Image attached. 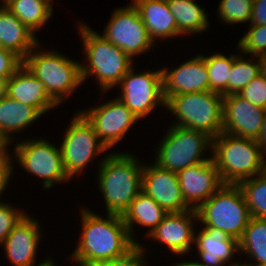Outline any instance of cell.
<instances>
[{"instance_id": "cell-1", "label": "cell", "mask_w": 266, "mask_h": 266, "mask_svg": "<svg viewBox=\"0 0 266 266\" xmlns=\"http://www.w3.org/2000/svg\"><path fill=\"white\" fill-rule=\"evenodd\" d=\"M79 212L82 231L69 259L77 266H98L125 255L136 245L122 216H101L86 206Z\"/></svg>"}, {"instance_id": "cell-2", "label": "cell", "mask_w": 266, "mask_h": 266, "mask_svg": "<svg viewBox=\"0 0 266 266\" xmlns=\"http://www.w3.org/2000/svg\"><path fill=\"white\" fill-rule=\"evenodd\" d=\"M110 152L98 162L96 182L106 214L123 216L142 191L144 163L141 164L139 157L129 151Z\"/></svg>"}, {"instance_id": "cell-3", "label": "cell", "mask_w": 266, "mask_h": 266, "mask_svg": "<svg viewBox=\"0 0 266 266\" xmlns=\"http://www.w3.org/2000/svg\"><path fill=\"white\" fill-rule=\"evenodd\" d=\"M77 27L79 38L83 43L85 59H87L80 61L83 84L90 76L91 78L95 76L101 95L110 92L134 66V60L101 33L90 28L87 23L80 21Z\"/></svg>"}, {"instance_id": "cell-4", "label": "cell", "mask_w": 266, "mask_h": 266, "mask_svg": "<svg viewBox=\"0 0 266 266\" xmlns=\"http://www.w3.org/2000/svg\"><path fill=\"white\" fill-rule=\"evenodd\" d=\"M212 158L224 184L240 182L266 171L257 140L221 132L212 139Z\"/></svg>"}, {"instance_id": "cell-5", "label": "cell", "mask_w": 266, "mask_h": 266, "mask_svg": "<svg viewBox=\"0 0 266 266\" xmlns=\"http://www.w3.org/2000/svg\"><path fill=\"white\" fill-rule=\"evenodd\" d=\"M39 42L23 60L27 69L44 82L47 94L60 106L82 84L80 62ZM43 49V51H42Z\"/></svg>"}, {"instance_id": "cell-6", "label": "cell", "mask_w": 266, "mask_h": 266, "mask_svg": "<svg viewBox=\"0 0 266 266\" xmlns=\"http://www.w3.org/2000/svg\"><path fill=\"white\" fill-rule=\"evenodd\" d=\"M165 110L175 116L171 125L206 133L212 139L223 132V96L219 93L209 90L173 95Z\"/></svg>"}, {"instance_id": "cell-7", "label": "cell", "mask_w": 266, "mask_h": 266, "mask_svg": "<svg viewBox=\"0 0 266 266\" xmlns=\"http://www.w3.org/2000/svg\"><path fill=\"white\" fill-rule=\"evenodd\" d=\"M168 128L156 148L154 163L159 167L177 173L212 158V154L205 155L206 150L212 153L209 135L181 126L171 125Z\"/></svg>"}, {"instance_id": "cell-8", "label": "cell", "mask_w": 266, "mask_h": 266, "mask_svg": "<svg viewBox=\"0 0 266 266\" xmlns=\"http://www.w3.org/2000/svg\"><path fill=\"white\" fill-rule=\"evenodd\" d=\"M196 212L203 227L217 228L238 241L251 218L243 192L234 184H223Z\"/></svg>"}, {"instance_id": "cell-9", "label": "cell", "mask_w": 266, "mask_h": 266, "mask_svg": "<svg viewBox=\"0 0 266 266\" xmlns=\"http://www.w3.org/2000/svg\"><path fill=\"white\" fill-rule=\"evenodd\" d=\"M36 138L23 139L18 143L16 141L13 147V159L17 165L25 172L41 179L42 186L46 190L57 183L70 181L63 167L60 144L56 146L45 138Z\"/></svg>"}, {"instance_id": "cell-10", "label": "cell", "mask_w": 266, "mask_h": 266, "mask_svg": "<svg viewBox=\"0 0 266 266\" xmlns=\"http://www.w3.org/2000/svg\"><path fill=\"white\" fill-rule=\"evenodd\" d=\"M65 130L60 145L65 173L72 180L83 172L88 164L100 154H108L107 147L100 141L91 123L80 112L74 113ZM87 166V167H86Z\"/></svg>"}, {"instance_id": "cell-11", "label": "cell", "mask_w": 266, "mask_h": 266, "mask_svg": "<svg viewBox=\"0 0 266 266\" xmlns=\"http://www.w3.org/2000/svg\"><path fill=\"white\" fill-rule=\"evenodd\" d=\"M118 85L121 94L117 98L140 120L158 106L166 108L161 68L138 73L133 66Z\"/></svg>"}, {"instance_id": "cell-12", "label": "cell", "mask_w": 266, "mask_h": 266, "mask_svg": "<svg viewBox=\"0 0 266 266\" xmlns=\"http://www.w3.org/2000/svg\"><path fill=\"white\" fill-rule=\"evenodd\" d=\"M114 10L101 35L119 47L132 60L147 51L150 52L155 43L150 38L134 5L129 3Z\"/></svg>"}, {"instance_id": "cell-13", "label": "cell", "mask_w": 266, "mask_h": 266, "mask_svg": "<svg viewBox=\"0 0 266 266\" xmlns=\"http://www.w3.org/2000/svg\"><path fill=\"white\" fill-rule=\"evenodd\" d=\"M95 106L79 111L91 123L100 141L108 150L112 149L139 119L117 97Z\"/></svg>"}, {"instance_id": "cell-14", "label": "cell", "mask_w": 266, "mask_h": 266, "mask_svg": "<svg viewBox=\"0 0 266 266\" xmlns=\"http://www.w3.org/2000/svg\"><path fill=\"white\" fill-rule=\"evenodd\" d=\"M38 220L26 214L0 245L11 266H42L51 259L48 257L37 264L39 244L44 236Z\"/></svg>"}, {"instance_id": "cell-15", "label": "cell", "mask_w": 266, "mask_h": 266, "mask_svg": "<svg viewBox=\"0 0 266 266\" xmlns=\"http://www.w3.org/2000/svg\"><path fill=\"white\" fill-rule=\"evenodd\" d=\"M265 113L266 109L255 106L239 94L223 96V132L258 141Z\"/></svg>"}, {"instance_id": "cell-16", "label": "cell", "mask_w": 266, "mask_h": 266, "mask_svg": "<svg viewBox=\"0 0 266 266\" xmlns=\"http://www.w3.org/2000/svg\"><path fill=\"white\" fill-rule=\"evenodd\" d=\"M142 191L167 213H181L191 209L182 196L177 173L155 163L143 165Z\"/></svg>"}, {"instance_id": "cell-17", "label": "cell", "mask_w": 266, "mask_h": 266, "mask_svg": "<svg viewBox=\"0 0 266 266\" xmlns=\"http://www.w3.org/2000/svg\"><path fill=\"white\" fill-rule=\"evenodd\" d=\"M196 220L198 217L195 209L168 213L153 232L144 238L166 246L174 256L189 254L194 244Z\"/></svg>"}, {"instance_id": "cell-18", "label": "cell", "mask_w": 266, "mask_h": 266, "mask_svg": "<svg viewBox=\"0 0 266 266\" xmlns=\"http://www.w3.org/2000/svg\"><path fill=\"white\" fill-rule=\"evenodd\" d=\"M177 177L186 204L195 210L224 184L213 158L180 170Z\"/></svg>"}, {"instance_id": "cell-19", "label": "cell", "mask_w": 266, "mask_h": 266, "mask_svg": "<svg viewBox=\"0 0 266 266\" xmlns=\"http://www.w3.org/2000/svg\"><path fill=\"white\" fill-rule=\"evenodd\" d=\"M166 101L173 95L209 91V74L204 54L193 56L173 69L161 68Z\"/></svg>"}, {"instance_id": "cell-20", "label": "cell", "mask_w": 266, "mask_h": 266, "mask_svg": "<svg viewBox=\"0 0 266 266\" xmlns=\"http://www.w3.org/2000/svg\"><path fill=\"white\" fill-rule=\"evenodd\" d=\"M200 228V231L195 230L193 245L197 248L198 262L205 266H237L242 262L233 260L236 253H239L237 239L214 227Z\"/></svg>"}, {"instance_id": "cell-21", "label": "cell", "mask_w": 266, "mask_h": 266, "mask_svg": "<svg viewBox=\"0 0 266 266\" xmlns=\"http://www.w3.org/2000/svg\"><path fill=\"white\" fill-rule=\"evenodd\" d=\"M7 96L36 108L43 116L59 106L47 94L44 82L24 64L7 80Z\"/></svg>"}, {"instance_id": "cell-22", "label": "cell", "mask_w": 266, "mask_h": 266, "mask_svg": "<svg viewBox=\"0 0 266 266\" xmlns=\"http://www.w3.org/2000/svg\"><path fill=\"white\" fill-rule=\"evenodd\" d=\"M131 3L138 10L155 44L157 40L161 42L181 36L177 30L176 19L170 12L166 0H132Z\"/></svg>"}, {"instance_id": "cell-23", "label": "cell", "mask_w": 266, "mask_h": 266, "mask_svg": "<svg viewBox=\"0 0 266 266\" xmlns=\"http://www.w3.org/2000/svg\"><path fill=\"white\" fill-rule=\"evenodd\" d=\"M3 3L0 5V48L10 50L22 60L40 42Z\"/></svg>"}, {"instance_id": "cell-24", "label": "cell", "mask_w": 266, "mask_h": 266, "mask_svg": "<svg viewBox=\"0 0 266 266\" xmlns=\"http://www.w3.org/2000/svg\"><path fill=\"white\" fill-rule=\"evenodd\" d=\"M42 116L36 108L6 95L0 100V133L11 145L16 139L13 134L25 131Z\"/></svg>"}, {"instance_id": "cell-25", "label": "cell", "mask_w": 266, "mask_h": 266, "mask_svg": "<svg viewBox=\"0 0 266 266\" xmlns=\"http://www.w3.org/2000/svg\"><path fill=\"white\" fill-rule=\"evenodd\" d=\"M167 214L168 213L157 202L141 191L123 214L122 219L128 229L131 239L136 244H140V242L136 240L137 236H134V227L140 225L143 228H148L145 234L147 237Z\"/></svg>"}, {"instance_id": "cell-26", "label": "cell", "mask_w": 266, "mask_h": 266, "mask_svg": "<svg viewBox=\"0 0 266 266\" xmlns=\"http://www.w3.org/2000/svg\"><path fill=\"white\" fill-rule=\"evenodd\" d=\"M166 2L176 19L177 30L181 37H186L187 34L190 37L203 34L210 28L206 8L200 7L195 0H166Z\"/></svg>"}, {"instance_id": "cell-27", "label": "cell", "mask_w": 266, "mask_h": 266, "mask_svg": "<svg viewBox=\"0 0 266 266\" xmlns=\"http://www.w3.org/2000/svg\"><path fill=\"white\" fill-rule=\"evenodd\" d=\"M54 0H6L4 6L10 10L35 35L42 29L54 11Z\"/></svg>"}, {"instance_id": "cell-28", "label": "cell", "mask_w": 266, "mask_h": 266, "mask_svg": "<svg viewBox=\"0 0 266 266\" xmlns=\"http://www.w3.org/2000/svg\"><path fill=\"white\" fill-rule=\"evenodd\" d=\"M247 255L244 265H266V218L249 219L243 236L239 240V254ZM251 263H250V262Z\"/></svg>"}, {"instance_id": "cell-29", "label": "cell", "mask_w": 266, "mask_h": 266, "mask_svg": "<svg viewBox=\"0 0 266 266\" xmlns=\"http://www.w3.org/2000/svg\"><path fill=\"white\" fill-rule=\"evenodd\" d=\"M259 74L258 57L242 55L241 52L233 54V64L228 79V95L239 94Z\"/></svg>"}, {"instance_id": "cell-30", "label": "cell", "mask_w": 266, "mask_h": 266, "mask_svg": "<svg viewBox=\"0 0 266 266\" xmlns=\"http://www.w3.org/2000/svg\"><path fill=\"white\" fill-rule=\"evenodd\" d=\"M206 67L209 74V90L221 94L228 95V79L233 64V53L228 56L220 52L210 55H204Z\"/></svg>"}, {"instance_id": "cell-31", "label": "cell", "mask_w": 266, "mask_h": 266, "mask_svg": "<svg viewBox=\"0 0 266 266\" xmlns=\"http://www.w3.org/2000/svg\"><path fill=\"white\" fill-rule=\"evenodd\" d=\"M252 217L266 218V171L238 184Z\"/></svg>"}, {"instance_id": "cell-32", "label": "cell", "mask_w": 266, "mask_h": 266, "mask_svg": "<svg viewBox=\"0 0 266 266\" xmlns=\"http://www.w3.org/2000/svg\"><path fill=\"white\" fill-rule=\"evenodd\" d=\"M253 8V0H220L218 18L225 25L249 24Z\"/></svg>"}, {"instance_id": "cell-33", "label": "cell", "mask_w": 266, "mask_h": 266, "mask_svg": "<svg viewBox=\"0 0 266 266\" xmlns=\"http://www.w3.org/2000/svg\"><path fill=\"white\" fill-rule=\"evenodd\" d=\"M238 50L247 56L266 54V25L249 24L247 32L237 43Z\"/></svg>"}, {"instance_id": "cell-34", "label": "cell", "mask_w": 266, "mask_h": 266, "mask_svg": "<svg viewBox=\"0 0 266 266\" xmlns=\"http://www.w3.org/2000/svg\"><path fill=\"white\" fill-rule=\"evenodd\" d=\"M26 214L9 202H0V245Z\"/></svg>"}, {"instance_id": "cell-35", "label": "cell", "mask_w": 266, "mask_h": 266, "mask_svg": "<svg viewBox=\"0 0 266 266\" xmlns=\"http://www.w3.org/2000/svg\"><path fill=\"white\" fill-rule=\"evenodd\" d=\"M239 95L255 106L266 109V79L259 74L242 89Z\"/></svg>"}, {"instance_id": "cell-36", "label": "cell", "mask_w": 266, "mask_h": 266, "mask_svg": "<svg viewBox=\"0 0 266 266\" xmlns=\"http://www.w3.org/2000/svg\"><path fill=\"white\" fill-rule=\"evenodd\" d=\"M145 247L144 244H136L125 255L101 263L98 266H148L145 265L147 251Z\"/></svg>"}, {"instance_id": "cell-37", "label": "cell", "mask_w": 266, "mask_h": 266, "mask_svg": "<svg viewBox=\"0 0 266 266\" xmlns=\"http://www.w3.org/2000/svg\"><path fill=\"white\" fill-rule=\"evenodd\" d=\"M22 65L23 60L18 55L0 48V79L8 80Z\"/></svg>"}, {"instance_id": "cell-38", "label": "cell", "mask_w": 266, "mask_h": 266, "mask_svg": "<svg viewBox=\"0 0 266 266\" xmlns=\"http://www.w3.org/2000/svg\"><path fill=\"white\" fill-rule=\"evenodd\" d=\"M10 152L8 149L0 155V199L9 186L11 178L14 176L13 170L16 165H14L13 154Z\"/></svg>"}, {"instance_id": "cell-39", "label": "cell", "mask_w": 266, "mask_h": 266, "mask_svg": "<svg viewBox=\"0 0 266 266\" xmlns=\"http://www.w3.org/2000/svg\"><path fill=\"white\" fill-rule=\"evenodd\" d=\"M249 24L266 25V0H253Z\"/></svg>"}, {"instance_id": "cell-40", "label": "cell", "mask_w": 266, "mask_h": 266, "mask_svg": "<svg viewBox=\"0 0 266 266\" xmlns=\"http://www.w3.org/2000/svg\"><path fill=\"white\" fill-rule=\"evenodd\" d=\"M258 143L261 146V152H262L264 160L266 161V113L264 116L263 127H262L260 137L258 139Z\"/></svg>"}, {"instance_id": "cell-41", "label": "cell", "mask_w": 266, "mask_h": 266, "mask_svg": "<svg viewBox=\"0 0 266 266\" xmlns=\"http://www.w3.org/2000/svg\"><path fill=\"white\" fill-rule=\"evenodd\" d=\"M172 266H205L204 264H201L200 262L196 261L194 259V261L191 259L190 261H180V262H176L174 263Z\"/></svg>"}, {"instance_id": "cell-42", "label": "cell", "mask_w": 266, "mask_h": 266, "mask_svg": "<svg viewBox=\"0 0 266 266\" xmlns=\"http://www.w3.org/2000/svg\"><path fill=\"white\" fill-rule=\"evenodd\" d=\"M260 63V74L266 79V54L258 57Z\"/></svg>"}, {"instance_id": "cell-43", "label": "cell", "mask_w": 266, "mask_h": 266, "mask_svg": "<svg viewBox=\"0 0 266 266\" xmlns=\"http://www.w3.org/2000/svg\"><path fill=\"white\" fill-rule=\"evenodd\" d=\"M9 142L0 133V155L5 153L9 149Z\"/></svg>"}, {"instance_id": "cell-44", "label": "cell", "mask_w": 266, "mask_h": 266, "mask_svg": "<svg viewBox=\"0 0 266 266\" xmlns=\"http://www.w3.org/2000/svg\"><path fill=\"white\" fill-rule=\"evenodd\" d=\"M7 95V80L0 79V100Z\"/></svg>"}, {"instance_id": "cell-45", "label": "cell", "mask_w": 266, "mask_h": 266, "mask_svg": "<svg viewBox=\"0 0 266 266\" xmlns=\"http://www.w3.org/2000/svg\"><path fill=\"white\" fill-rule=\"evenodd\" d=\"M56 262L54 263L53 258H51L46 264L42 265V266H57Z\"/></svg>"}, {"instance_id": "cell-46", "label": "cell", "mask_w": 266, "mask_h": 266, "mask_svg": "<svg viewBox=\"0 0 266 266\" xmlns=\"http://www.w3.org/2000/svg\"><path fill=\"white\" fill-rule=\"evenodd\" d=\"M246 266H266V265H246Z\"/></svg>"}, {"instance_id": "cell-47", "label": "cell", "mask_w": 266, "mask_h": 266, "mask_svg": "<svg viewBox=\"0 0 266 266\" xmlns=\"http://www.w3.org/2000/svg\"><path fill=\"white\" fill-rule=\"evenodd\" d=\"M237 266H246V265H244V264L240 263V264H239V265H237Z\"/></svg>"}]
</instances>
